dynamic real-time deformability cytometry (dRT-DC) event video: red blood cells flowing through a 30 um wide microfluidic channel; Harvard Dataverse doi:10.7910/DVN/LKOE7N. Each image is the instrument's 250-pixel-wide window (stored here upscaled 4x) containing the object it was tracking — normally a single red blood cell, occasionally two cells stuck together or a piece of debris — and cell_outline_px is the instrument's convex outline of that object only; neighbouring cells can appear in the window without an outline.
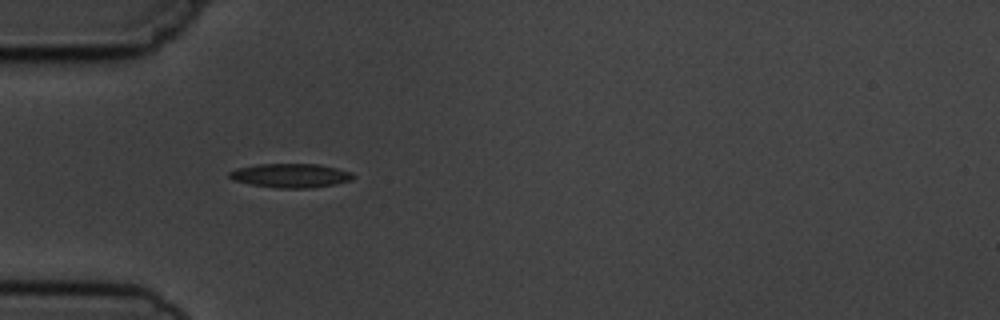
{"species": "common noctule bat (a hibernating species)", "species_latin": "Nyctalus noctula", "temperature_condition": "cold", "stored_images_in_passage": 10, "camera_frame_rate_fps": 3000, "um_per_image_px": 0.085, "animal": {"sex": "male", "body_mass_g": 19.5, "forearm_length_mm": 54.6}, "frame": {"image": 1, "passage_image": 4, "time_ms": 3.333, "image_size_px": [1000, 320], "cell_outline_px": [[356, 176], [352, 180], [336, 184], [312, 188], [276, 188], [252, 184], [236, 180], [228, 176], [228, 172], [236, 168], [260, 164], [320, 164], [352, 172]], "centroid_in_image_um": [24.76, 14.92], "position_along_channel_um": 60.2, "area_um2": 17.34}}
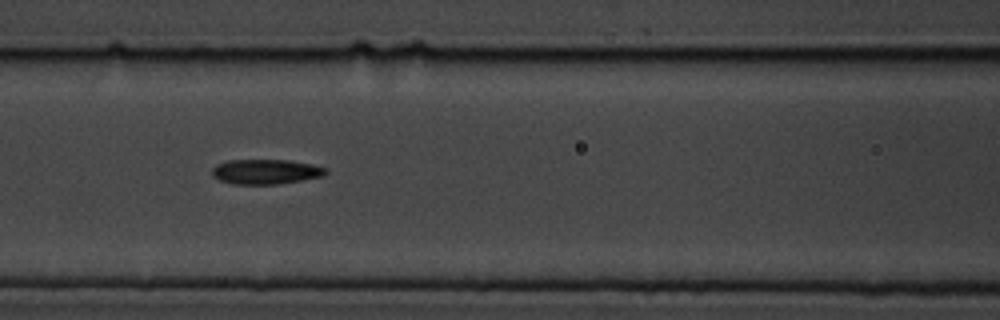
{"frame": {"image": 2, "passage_image": 6, "time_ms": 5.667, "image_size_px": [1000, 320], "cell_outline_px": [[328, 172], [324, 176], [276, 184], [232, 184], [220, 180], [212, 176], [212, 168], [216, 164], [228, 160], [288, 160], [312, 164], [328, 168]], "centroid_in_image_um": [22.59, 14.59], "position_along_channel_um": 144.0, "area_um2": 16.53}}
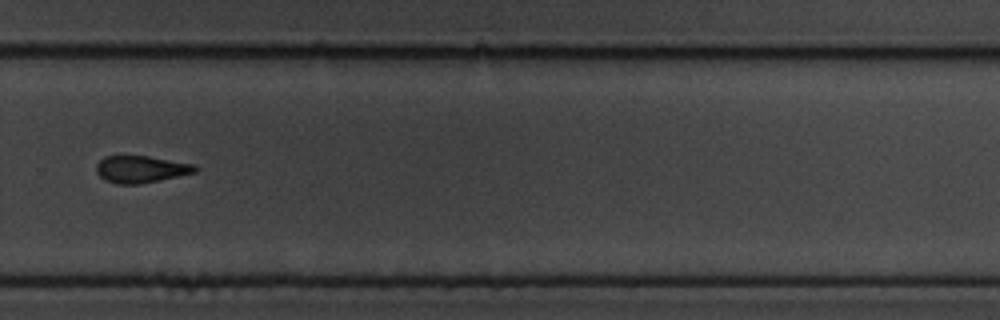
{"frame": {"image": 3, "passage_image": 10, "time_ms": 10.333, "image_size_px": [1000, 320], "cell_outline_px": [[200, 168], [196, 172], [160, 180], [140, 184], [116, 184], [104, 180], [96, 172], [96, 164], [104, 156], [148, 156], [192, 164]], "centroid_in_image_um": [11.95, 14.39], "position_along_channel_um": 317.8, "area_um2": 15.55}}